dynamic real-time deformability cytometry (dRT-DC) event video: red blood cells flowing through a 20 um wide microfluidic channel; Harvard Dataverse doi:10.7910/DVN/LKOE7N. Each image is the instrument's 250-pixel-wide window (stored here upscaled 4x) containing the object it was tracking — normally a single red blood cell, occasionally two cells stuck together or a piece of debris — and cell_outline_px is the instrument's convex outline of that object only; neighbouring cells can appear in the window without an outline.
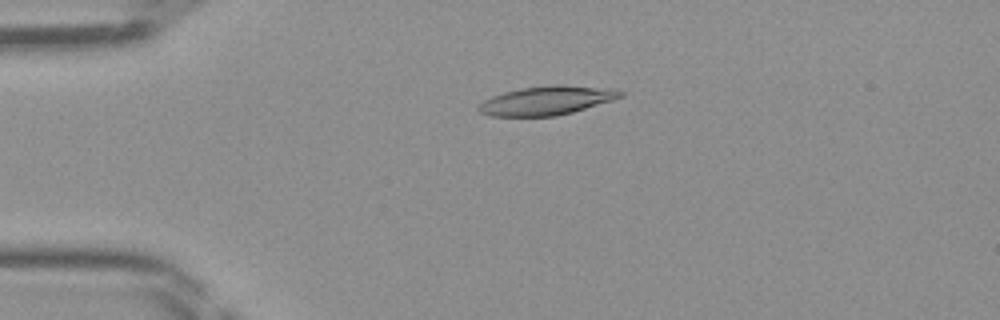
{"species": "Egyptian fruit bat (a non-hibernating species)", "species_latin": "Rousettus aegyptiacus", "temperature_condition": "room temperature", "stored_images_in_passage": 47, "camera_frame_rate_fps": 3000, "um_per_image_px": 0.085, "frame": {"image": 1, "passage_image": 11, "time_ms": 3.333, "image_size_px": [1000, 320], "cell_outline_px": [[624, 96], [612, 100], [572, 112], [556, 116], [492, 116], [480, 112], [476, 108], [484, 100], [492, 96], [504, 92], [520, 88], [552, 84], [564, 84], [616, 88], [624, 92]], "centroid_in_image_um": [46.51, 8.52], "position_along_channel_um": 38.5, "area_um2": 24.1}}
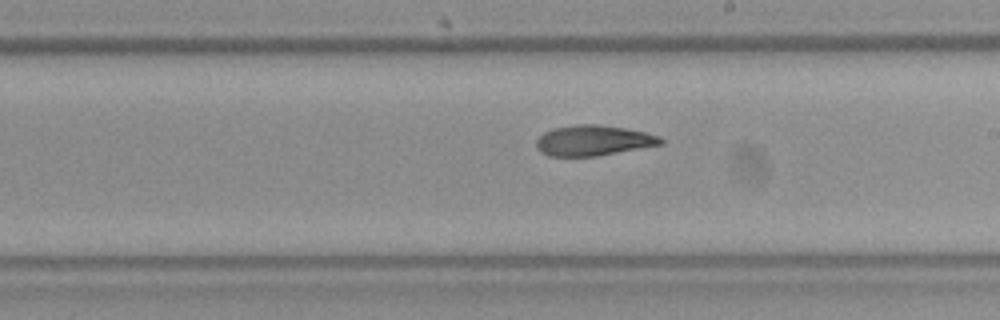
{"frame": {"image": 2, "passage_image": 27, "time_ms": 8.667, "image_size_px": [1000, 320], "cell_outline_px": [[664, 144], [596, 156], [548, 156], [540, 152], [536, 148], [536, 140], [544, 132], [552, 128], [576, 124], [600, 124], [624, 128], [644, 132], [660, 136], [664, 140]], "centroid_in_image_um": [50.42, 11.94], "position_along_channel_um": 238.6, "area_um2": 22.2}}
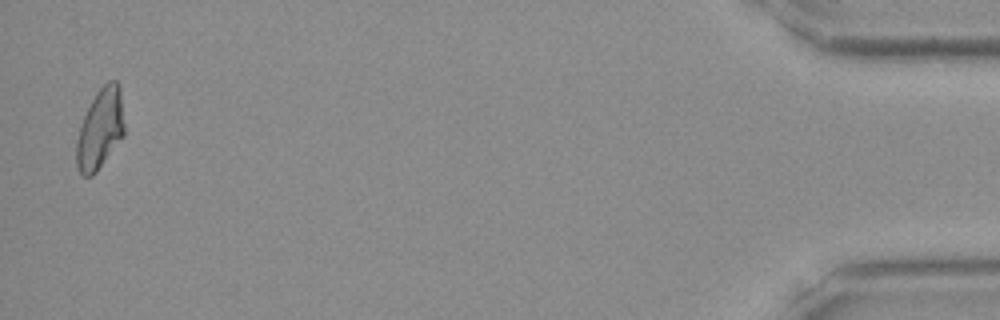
{"frame": {"image": 3, "passage_image": 46, "time_ms": 15.0, "image_size_px": [1000, 320], "cell_outline_px": [[124, 136], [96, 172], [92, 176], [84, 176], [76, 168], [76, 140], [84, 116], [96, 92], [108, 80], [116, 80], [120, 84], [124, 124]], "centroid_in_image_um": [8.52, 10.95], "position_along_channel_um": 426.7, "area_um2": 22.43}}